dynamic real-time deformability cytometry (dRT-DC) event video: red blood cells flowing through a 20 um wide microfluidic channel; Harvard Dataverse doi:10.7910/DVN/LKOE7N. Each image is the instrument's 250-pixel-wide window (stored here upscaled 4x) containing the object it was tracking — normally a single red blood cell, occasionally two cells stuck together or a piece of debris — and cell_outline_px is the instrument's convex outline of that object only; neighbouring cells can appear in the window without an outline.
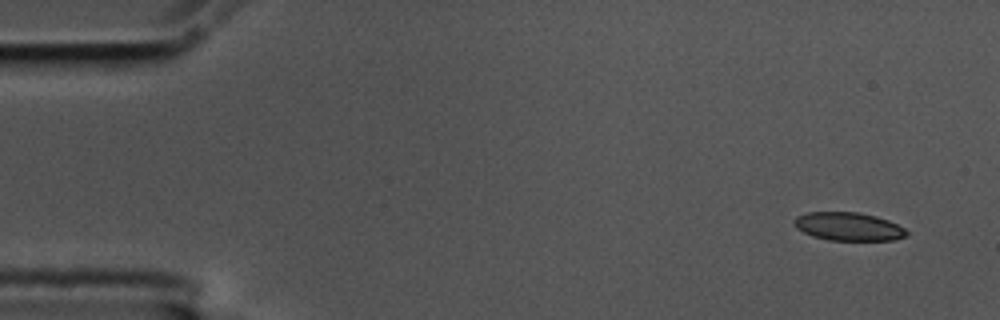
{"species": "common noctule bat (a hibernating species)", "species_latin": "Nyctalus noctula", "temperature_condition": "cold", "stored_images_in_passage": 6, "segment_of_instrument_passage": [1, 2], "camera_frame_rate_fps": 3000, "um_per_image_px": 0.085, "animal": {"sex": "male", "body_mass_g": 17.5, "forearm_length_mm": 52.3}, "frame": {"image": 1, "passage_image": 1, "time_ms": 0.0, "image_size_px": [1000, 320], "cell_outline_px": [[908, 236], [896, 240], [828, 240], [812, 236], [796, 228], [792, 220], [796, 216], [808, 212], [860, 212], [876, 216], [888, 220], [904, 228], [908, 232]], "centroid_in_image_um": [72.12, 19.25], "position_along_channel_um": 12.9, "area_um2": 18.67}}
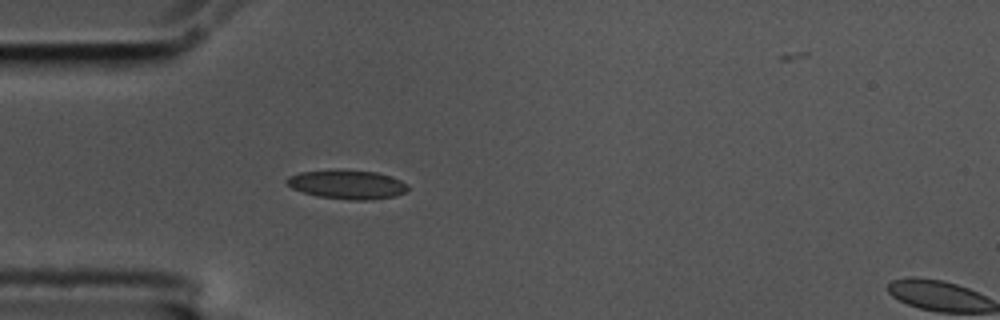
{"frame": {"image": 2, "passage_image": 5, "time_ms": 1.333, "image_size_px": [1000, 320], "cell_outline_px": [[408, 188], [404, 192], [396, 196], [372, 200], [348, 200], [316, 196], [292, 188], [284, 180], [288, 176], [300, 172], [336, 168], [376, 172], [400, 180], [408, 184]], "centroid_in_image_um": [29.48, 15.67], "position_along_channel_um": 55.5, "area_um2": 20.81}}